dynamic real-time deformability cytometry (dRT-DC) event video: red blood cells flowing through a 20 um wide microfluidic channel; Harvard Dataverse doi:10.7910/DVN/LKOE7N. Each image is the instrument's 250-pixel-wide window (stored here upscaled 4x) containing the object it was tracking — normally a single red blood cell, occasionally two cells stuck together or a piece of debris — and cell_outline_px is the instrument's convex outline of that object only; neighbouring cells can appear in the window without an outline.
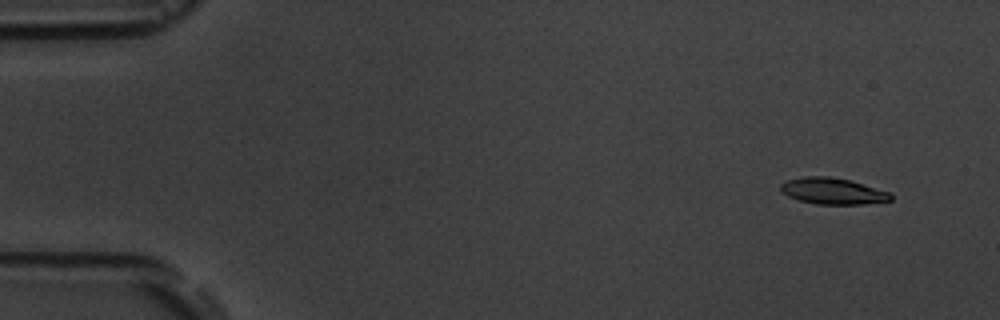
{"species": "common noctule bat (a hibernating species)", "species_latin": "Nyctalus noctula", "temperature_condition": "room temperature", "stored_images_in_passage": 5, "camera_frame_rate_fps": 3000, "um_per_image_px": 0.085, "animal": {"sex": "male", "body_mass_g": 19.5, "forearm_length_mm": 54.6}, "frame": {"image": 1, "passage_image": 1, "time_ms": 0.0, "image_size_px": [1000, 320], "cell_outline_px": [[892, 200], [860, 204], [816, 204], [800, 200], [788, 196], [780, 192], [780, 184], [784, 180], [804, 176], [828, 176], [852, 180], [892, 192]], "centroid_in_image_um": [70.78, 16.22], "position_along_channel_um": 14.2, "area_um2": 17.17}}